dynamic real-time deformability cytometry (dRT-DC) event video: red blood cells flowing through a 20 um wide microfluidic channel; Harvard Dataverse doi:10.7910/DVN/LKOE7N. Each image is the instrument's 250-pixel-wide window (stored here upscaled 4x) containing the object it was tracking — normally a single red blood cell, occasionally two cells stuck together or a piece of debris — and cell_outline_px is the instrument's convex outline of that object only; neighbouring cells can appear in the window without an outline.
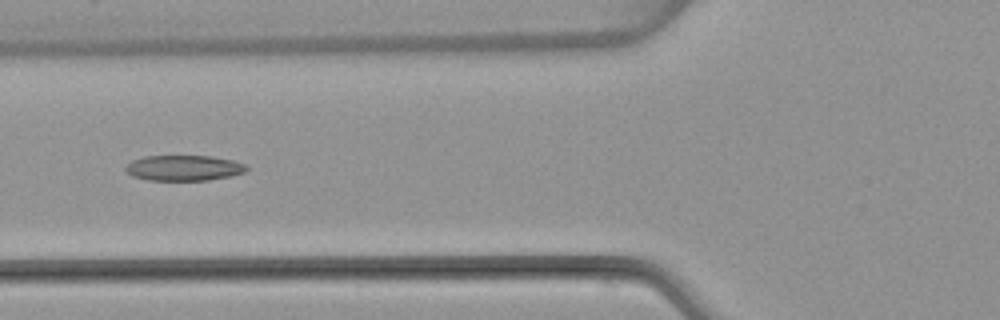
{"species": "common noctule bat (a hibernating species)", "species_latin": "Nyctalus noctula", "temperature_condition": "warm", "stored_images_in_passage": 5, "camera_frame_rate_fps": 3000, "um_per_image_px": 0.085, "animal": {"sex": "female", "body_mass_g": 22.7, "forearm_length_mm": 54.2}, "frame": {"image": 1, "passage_image": 5, "time_ms": 5.667, "image_size_px": [1000, 320], "cell_outline_px": [[248, 168], [244, 172], [232, 176], [208, 180], [148, 180], [132, 176], [124, 168], [132, 160], [144, 156], [212, 156], [232, 160], [244, 164]], "centroid_in_image_um": [15.62, 14.27], "position_along_channel_um": 110.2, "area_um2": 17.92}}